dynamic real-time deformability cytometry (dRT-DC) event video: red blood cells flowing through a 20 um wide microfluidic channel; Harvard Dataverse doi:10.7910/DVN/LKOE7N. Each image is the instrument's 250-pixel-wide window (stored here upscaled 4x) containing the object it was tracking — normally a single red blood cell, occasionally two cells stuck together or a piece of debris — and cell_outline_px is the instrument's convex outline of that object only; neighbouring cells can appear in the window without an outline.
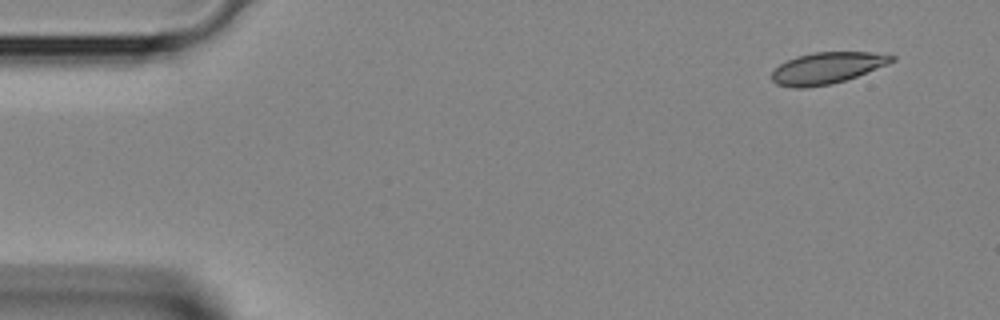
{"species": "Egyptian fruit bat (a non-hibernating species)", "species_latin": "Rousettus aegyptiacus", "temperature_condition": "room temperature", "stored_images_in_passage": 3, "camera_frame_rate_fps": 3000, "um_per_image_px": 0.085, "animal": {"sex": "female"}, "frame": {"image": 1, "passage_image": 1, "time_ms": 0.0, "image_size_px": [1000, 320], "cell_outline_px": [[896, 60], [888, 64], [856, 76], [832, 84], [804, 88], [796, 88], [776, 84], [772, 80], [772, 72], [780, 64], [796, 56], [812, 52], [868, 52], [896, 56]], "centroid_in_image_um": [70.28, 5.78], "position_along_channel_um": 14.7, "area_um2": 21.85}}